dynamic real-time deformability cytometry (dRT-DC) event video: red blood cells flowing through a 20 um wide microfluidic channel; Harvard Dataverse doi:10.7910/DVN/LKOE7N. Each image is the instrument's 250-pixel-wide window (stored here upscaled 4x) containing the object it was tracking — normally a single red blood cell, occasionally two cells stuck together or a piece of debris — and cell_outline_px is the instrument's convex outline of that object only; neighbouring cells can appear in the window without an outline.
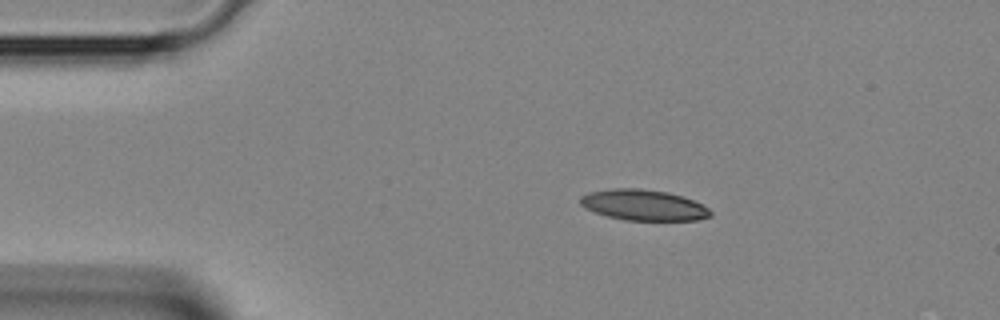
{"species": "Egyptian fruit bat (a non-hibernating species)", "species_latin": "Rousettus aegyptiacus", "temperature_condition": "room temperature", "stored_images_in_passage": 3, "camera_frame_rate_fps": 3000, "um_per_image_px": 0.085, "animal": {"sex": "female"}, "frame": {"image": 1, "passage_image": 2, "time_ms": 0.333, "image_size_px": [1000, 320], "cell_outline_px": [[712, 216], [696, 220], [624, 220], [608, 216], [584, 208], [580, 204], [580, 196], [588, 192], [612, 188], [640, 188], [668, 192], [692, 200], [708, 208], [712, 212]], "centroid_in_image_um": [54.67, 17.42], "position_along_channel_um": 30.3, "area_um2": 23.29}}